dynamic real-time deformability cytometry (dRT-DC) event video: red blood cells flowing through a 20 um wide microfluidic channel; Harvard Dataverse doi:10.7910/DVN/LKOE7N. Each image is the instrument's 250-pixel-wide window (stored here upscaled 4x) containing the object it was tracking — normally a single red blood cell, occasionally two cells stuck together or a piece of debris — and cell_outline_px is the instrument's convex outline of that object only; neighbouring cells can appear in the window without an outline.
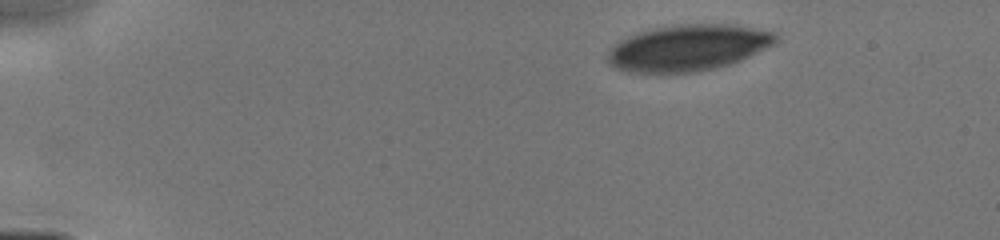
{"species": "human", "species_latin": "Homo sapiens", "temperature_condition": "cold", "stored_images_in_passage": 14, "camera_frame_rate_fps": 3000, "um_per_image_px": 0.085, "donor": {"sex": "male"}, "frame": {"image": 1, "passage_image": 1, "time_ms": 0.0, "image_size_px": [1000, 240], "cell_outline_px": [[780, 40], [776, 44], [740, 60], [728, 64], [712, 68], [692, 72], [628, 72], [616, 68], [608, 60], [608, 52], [620, 40], [628, 36], [640, 32], [656, 28], [680, 24], [736, 24], [776, 32], [780, 36]], "centroid_in_image_um": [58.57, 4.04], "position_along_channel_um": 26.4, "area_um2": 45.03}}
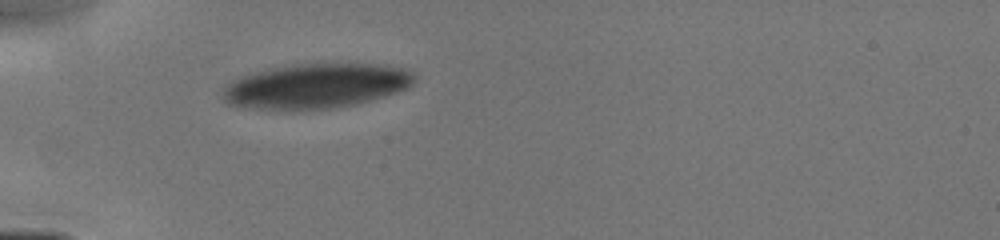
{"frame": {"image": 2, "passage_image": 7, "time_ms": 2.667, "image_size_px": [1000, 240], "cell_outline_px": [[416, 76], [412, 84], [396, 92], [384, 96], [356, 104], [332, 108], [296, 112], [292, 112], [240, 108], [228, 104], [220, 96], [220, 88], [232, 80], [240, 76], [252, 72], [292, 64], [388, 64], [404, 68], [412, 72]], "centroid_in_image_um": [26.74, 7.34], "position_along_channel_um": 58.3, "area_um2": 51.33}}